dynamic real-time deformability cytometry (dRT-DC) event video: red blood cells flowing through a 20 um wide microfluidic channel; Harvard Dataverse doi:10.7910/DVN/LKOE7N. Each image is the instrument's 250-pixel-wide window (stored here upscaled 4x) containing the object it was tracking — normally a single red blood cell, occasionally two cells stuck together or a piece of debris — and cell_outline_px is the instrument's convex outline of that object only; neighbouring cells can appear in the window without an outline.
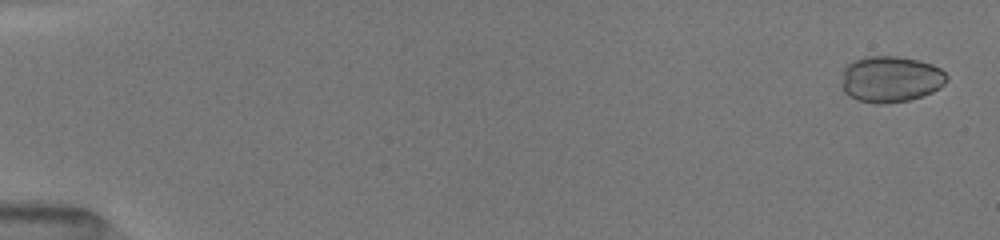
{"species": "common noctule bat (a hibernating species)", "species_latin": "Nyctalus noctula", "temperature_condition": "room temperature", "stored_images_in_passage": 42, "camera_frame_rate_fps": 3000, "um_per_image_px": 0.085, "animal": {"sex": "female", "body_mass_g": 19.5, "forearm_length_mm": 54.1}, "frame": {"image": 1, "passage_image": 1, "time_ms": 0.0, "image_size_px": [1000, 240], "cell_outline_px": [[948, 80], [940, 88], [932, 92], [908, 100], [884, 104], [876, 104], [856, 100], [848, 96], [844, 92], [840, 84], [844, 68], [848, 64], [856, 60], [868, 56], [896, 56], [916, 60], [932, 64], [940, 68], [948, 76]], "centroid_in_image_um": [75.68, 6.74], "position_along_channel_um": 9.3, "area_um2": 28.5}}
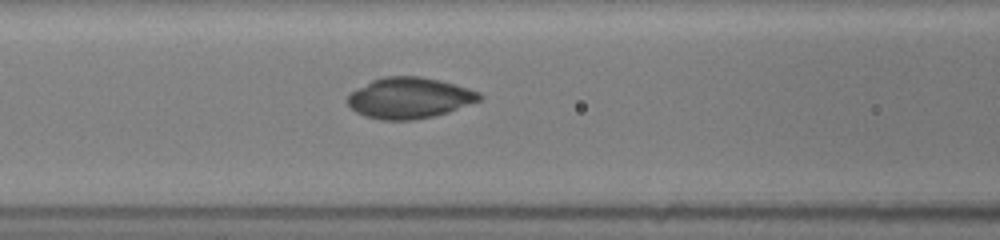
{"frame": {"image": 2, "passage_image": 18, "time_ms": 7.0, "image_size_px": [1000, 240], "cell_outline_px": [[484, 96], [480, 100], [448, 112], [432, 116], [412, 120], [380, 120], [364, 116], [356, 112], [344, 100], [352, 92], [372, 80], [384, 76], [420, 76], [440, 80], [468, 88], [480, 92]], "centroid_in_image_um": [34.79, 8.33], "position_along_channel_um": 131.8, "area_um2": 31.44}}
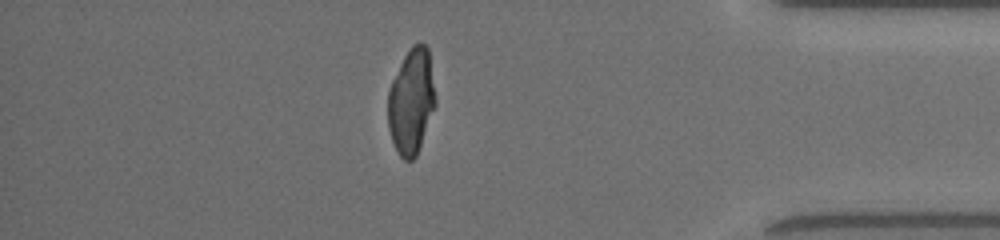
{"frame": {"image": 3, "passage_image": 37, "time_ms": 14.333, "image_size_px": [1000, 240], "cell_outline_px": [[436, 104], [416, 156], [412, 160], [404, 160], [400, 156], [392, 140], [388, 128], [388, 92], [392, 80], [404, 56], [412, 44], [424, 44], [428, 48], [436, 100]], "centroid_in_image_um": [34.96, 8.62], "position_along_channel_um": 400.2, "area_um2": 28.9}, "authors_computed_cell_mechanics": {"area_um2": 29.6514, "velocity_mm_per_s": 4.0573, "shape_relaxation_time_tau1_ms": 4.6333, "shape_relaxation_time_tau2_ms": 2.0218, "deformation_change_tau1": 0.0884, "deformation_change_tau2": 0.0202}}